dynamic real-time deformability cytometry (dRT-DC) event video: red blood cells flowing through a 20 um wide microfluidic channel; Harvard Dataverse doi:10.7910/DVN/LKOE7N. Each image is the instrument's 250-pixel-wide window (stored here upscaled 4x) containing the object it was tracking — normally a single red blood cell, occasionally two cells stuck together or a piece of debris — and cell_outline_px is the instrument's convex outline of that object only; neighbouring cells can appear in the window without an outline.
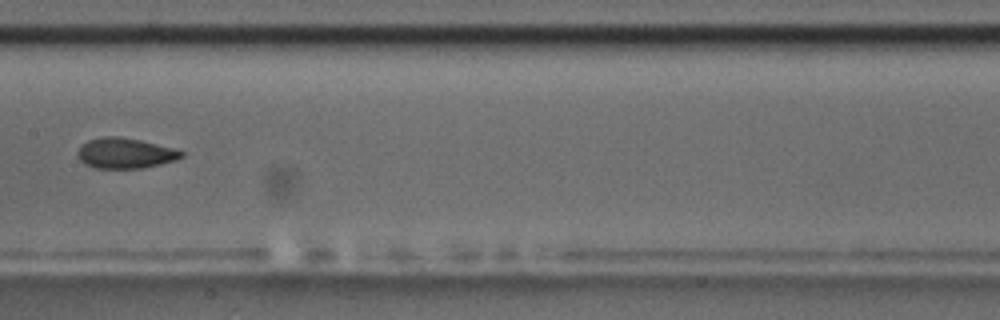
{"species": "common noctule bat (a hibernating species)", "species_latin": "Nyctalus noctula", "temperature_condition": "room temperature", "stored_images_in_passage": 14, "camera_frame_rate_fps": 3000, "um_per_image_px": 0.085, "animal": {"sex": "male", "body_mass_g": 17.5, "forearm_length_mm": 52.3}, "frame": {"image": 1, "passage_image": 7, "time_ms": 7.333, "image_size_px": [1000, 320], "cell_outline_px": [[184, 156], [176, 160], [144, 168], [96, 168], [84, 164], [80, 160], [76, 152], [80, 144], [88, 140], [104, 136], [120, 136], [140, 140], [172, 148], [184, 152]], "centroid_in_image_um": [10.6, 13.02], "position_along_channel_um": 196.8, "area_um2": 18.5}}
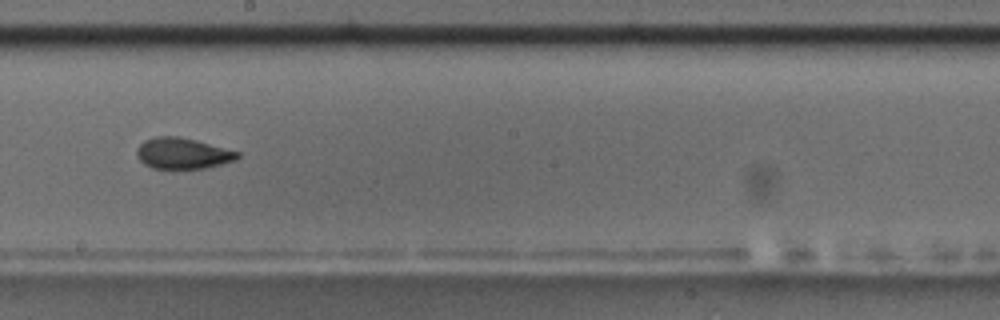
{"frame": {"image": 2, "passage_image": 8, "time_ms": 8.333, "image_size_px": [1000, 320], "cell_outline_px": [[240, 156], [236, 160], [204, 168], [152, 168], [144, 164], [136, 156], [136, 148], [144, 140], [156, 136], [180, 136], [196, 140], [240, 152]], "centroid_in_image_um": [15.5, 13.02], "position_along_channel_um": 232.7, "area_um2": 18.21}, "authors_computed_cell_mechanics": {"area_um2": 18.6116, "velocity_mm_per_s": 3.614, "shape_relaxation_time_tau1_ms": 8.7028, "shape_relaxation_time_tau2_ms": 1.9085, "deformation_change_tau1": 0.1675, "deformation_change_tau2": 0.0357}}